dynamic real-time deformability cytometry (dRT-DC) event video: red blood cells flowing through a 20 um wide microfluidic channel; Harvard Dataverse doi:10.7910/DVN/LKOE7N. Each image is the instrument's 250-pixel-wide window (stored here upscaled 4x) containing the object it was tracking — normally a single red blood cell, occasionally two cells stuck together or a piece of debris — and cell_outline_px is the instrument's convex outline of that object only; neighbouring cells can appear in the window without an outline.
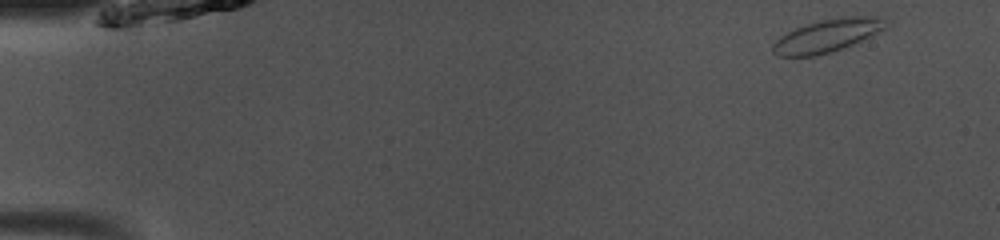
{"species": "common noctule bat (a hibernating species)", "species_latin": "Nyctalus noctula", "temperature_condition": "room temperature", "stored_images_in_passage": 43, "camera_frame_rate_fps": 3000, "um_per_image_px": 0.085, "animal": {"sex": "male", "body_mass_g": 13.0, "forearm_length_mm": 53.1}, "frame": {"image": 1, "passage_image": 1, "time_ms": 0.0, "image_size_px": [1000, 240], "cell_outline_px": [[892, 20], [884, 28], [872, 36], [852, 44], [816, 56], [780, 56], [772, 52], [772, 44], [780, 36], [804, 24], [820, 20], [840, 16], [880, 16]], "centroid_in_image_um": [70.36, 3.0], "position_along_channel_um": 14.6, "area_um2": 21.79}}
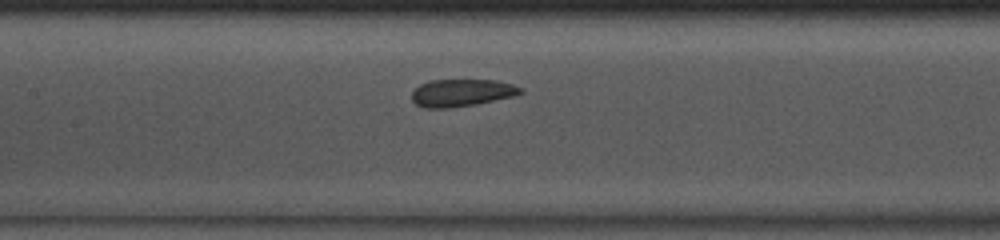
{"frame": {"image": 2, "passage_image": 21, "time_ms": 6.667, "image_size_px": [1000, 240], "cell_outline_px": [[524, 92], [512, 96], [476, 104], [448, 108], [424, 108], [416, 104], [412, 100], [412, 92], [420, 84], [432, 80], [496, 80], [512, 84], [524, 88]], "centroid_in_image_um": [39.24, 7.88], "position_along_channel_um": 168.2, "area_um2": 17.28}}
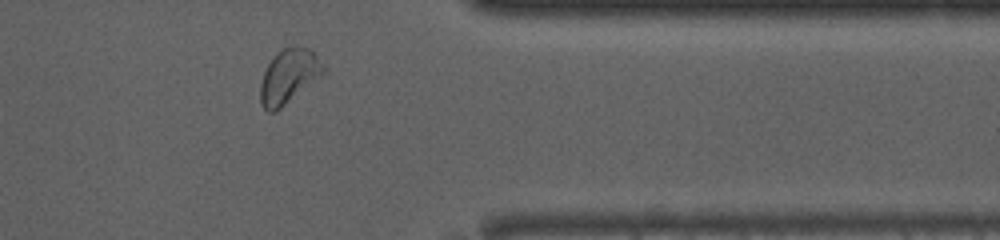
{"frame": {"image": 3, "passage_image": 38, "time_ms": 12.333, "image_size_px": [1000, 240], "cell_outline_px": [[324, 72], [320, 76], [280, 108], [272, 112], [268, 112], [260, 104], [260, 84], [264, 72], [268, 64], [284, 48], [296, 44], [312, 48], [324, 68]], "centroid_in_image_um": [24.54, 6.46], "position_along_channel_um": 386.9, "area_um2": 19.54}, "authors_computed_cell_mechanics": {"area_um2": 18.4382, "velocity_mm_per_s": 4.0264, "shape_relaxation_time_tau1_ms": null, "shape_relaxation_time_tau2_ms": 1.1984, "deformation_change_tau1": null, "deformation_change_tau2": 0.035}}